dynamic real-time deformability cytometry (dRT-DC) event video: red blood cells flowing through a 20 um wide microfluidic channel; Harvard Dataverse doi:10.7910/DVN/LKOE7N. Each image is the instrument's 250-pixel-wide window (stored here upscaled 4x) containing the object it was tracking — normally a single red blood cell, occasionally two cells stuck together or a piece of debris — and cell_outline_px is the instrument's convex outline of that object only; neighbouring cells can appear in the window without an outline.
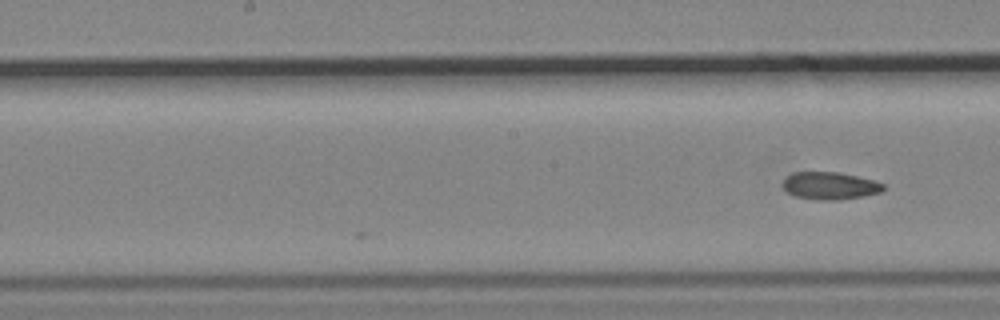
{"species": "common noctule bat (a hibernating species)", "species_latin": "Nyctalus noctula", "temperature_condition": "cold", "stored_images_in_passage": 5, "camera_frame_rate_fps": 3000, "um_per_image_px": 0.085, "animal": {"sex": "male", "body_mass_g": 19.2, "forearm_length_mm": 51.8}, "frame": {"image": 1, "passage_image": 5, "time_ms": 4.667, "image_size_px": [1000, 320], "cell_outline_px": [[884, 188], [880, 192], [860, 196], [836, 200], [820, 200], [796, 196], [788, 192], [780, 184], [784, 176], [792, 172], [840, 172], [876, 180], [884, 184]], "centroid_in_image_um": [70.5, 15.76], "position_along_channel_um": 177.7, "area_um2": 16.18}}